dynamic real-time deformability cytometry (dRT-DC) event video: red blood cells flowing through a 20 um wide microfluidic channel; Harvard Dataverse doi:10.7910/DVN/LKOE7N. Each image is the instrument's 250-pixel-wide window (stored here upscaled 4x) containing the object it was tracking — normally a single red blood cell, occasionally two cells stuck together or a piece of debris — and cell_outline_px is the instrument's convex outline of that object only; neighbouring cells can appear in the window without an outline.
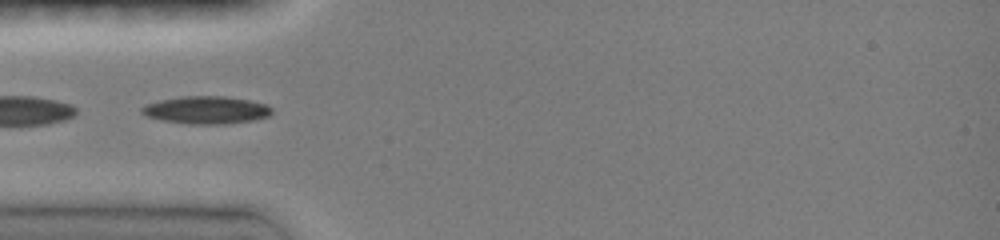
{"species": "common noctule bat (a hibernating species)", "species_latin": "Nyctalus noctula", "temperature_condition": "room temperature", "stored_images_in_passage": 16, "camera_frame_rate_fps": 3000, "um_per_image_px": 0.085, "animal": {"sex": "female", "body_mass_g": 19.0, "forearm_length_mm": 51.5}, "frame": {"image": 1, "passage_image": 5, "time_ms": 1.333, "image_size_px": [1000, 240], "cell_outline_px": [[272, 112], [268, 116], [252, 120], [224, 124], [188, 124], [164, 120], [148, 116], [140, 112], [140, 108], [144, 104], [160, 100], [180, 96], [224, 96], [248, 100], [268, 104], [272, 108]], "centroid_in_image_um": [17.52, 9.34], "position_along_channel_um": 67.5, "area_um2": 20.92}}